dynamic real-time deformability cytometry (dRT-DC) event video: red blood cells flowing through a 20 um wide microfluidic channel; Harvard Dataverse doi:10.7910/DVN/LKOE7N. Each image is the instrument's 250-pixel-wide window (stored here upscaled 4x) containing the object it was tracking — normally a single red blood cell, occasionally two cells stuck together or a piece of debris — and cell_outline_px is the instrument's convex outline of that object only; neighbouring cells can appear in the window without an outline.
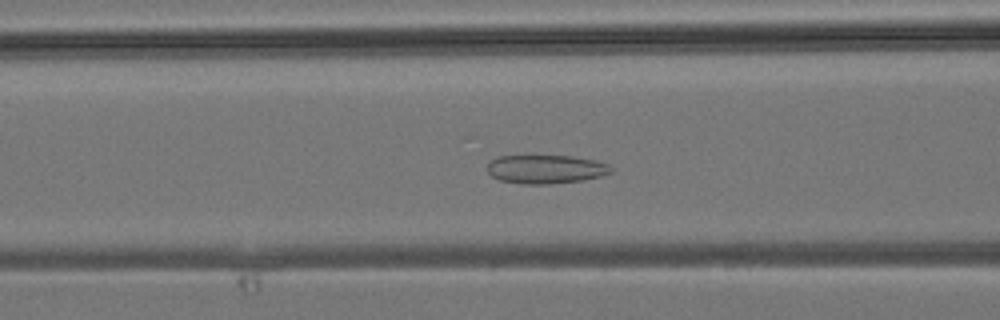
{"species": "common noctule bat (a hibernating species)", "species_latin": "Nyctalus noctula", "temperature_condition": "room temperature", "stored_images_in_passage": 35, "segment_of_instrument_passage": [1, 2], "camera_frame_rate_fps": 3000, "um_per_image_px": 0.085, "animal": {"sex": "male", "body_mass_g": 19.2, "forearm_length_mm": 51.8}, "frame": {"image": 1, "passage_image": 9, "time_ms": 2.667, "image_size_px": [1000, 320], "cell_outline_px": [[612, 172], [600, 176], [584, 180], [548, 184], [524, 184], [500, 180], [492, 176], [488, 172], [488, 164], [496, 156], [572, 156], [596, 160], [608, 164], [612, 168]], "centroid_in_image_um": [46.41, 14.38], "position_along_channel_um": 120.2, "area_um2": 20.63}}
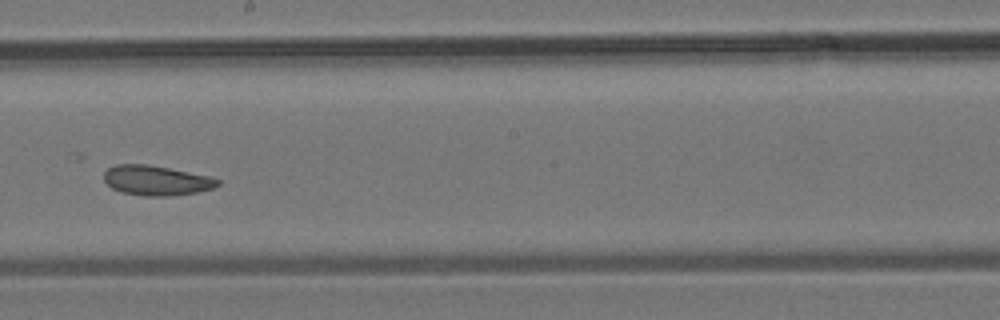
{"frame": {"image": 2, "passage_image": 16, "time_ms": 5.0, "image_size_px": [1000, 320], "cell_outline_px": [[220, 184], [212, 188], [196, 192], [164, 196], [144, 196], [124, 192], [112, 188], [104, 180], [104, 172], [108, 168], [116, 164], [148, 164], [208, 176], [220, 180]], "centroid_in_image_um": [13.26, 15.33], "position_along_channel_um": 234.9, "area_um2": 19.48}}
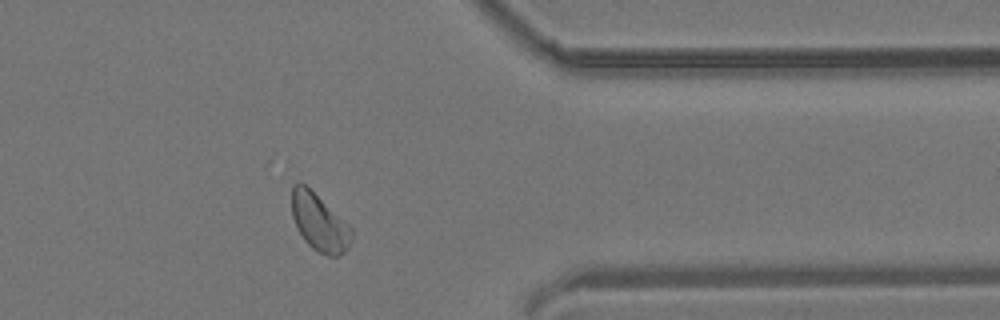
{"frame": {"image": 3, "passage_image": 26, "time_ms": 8.333, "image_size_px": [1000, 320], "cell_outline_px": [[352, 240], [348, 248], [340, 256], [328, 256], [316, 252], [304, 240], [296, 228], [292, 216], [292, 184], [300, 180], [348, 224], [352, 228]], "centroid_in_image_um": [27.12, 18.93], "position_along_channel_um": 384.3, "area_um2": 20.0}}